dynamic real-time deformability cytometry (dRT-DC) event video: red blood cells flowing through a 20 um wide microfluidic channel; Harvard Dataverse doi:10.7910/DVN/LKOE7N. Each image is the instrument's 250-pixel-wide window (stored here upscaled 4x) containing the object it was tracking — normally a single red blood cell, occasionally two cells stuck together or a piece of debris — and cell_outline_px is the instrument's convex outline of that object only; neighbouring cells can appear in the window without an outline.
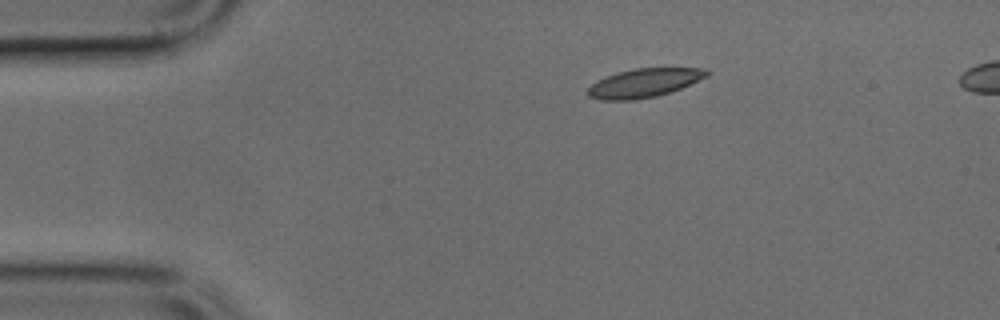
{"species": "common noctule bat (a hibernating species)", "species_latin": "Nyctalus noctula", "temperature_condition": "cold", "stored_images_in_passage": 4, "camera_frame_rate_fps": 3000, "um_per_image_px": 0.085, "animal": {"sex": "male", "body_mass_g": 17.9, "forearm_length_mm": 54.2}, "frame": {"image": 1, "passage_image": 2, "time_ms": 0.333, "image_size_px": [1000, 320], "cell_outline_px": [[708, 76], [680, 88], [656, 96], [632, 100], [600, 100], [588, 96], [588, 88], [596, 80], [604, 76], [636, 68], [704, 68], [708, 72]], "centroid_in_image_um": [54.71, 7.05], "position_along_channel_um": 30.3, "area_um2": 19.71}}